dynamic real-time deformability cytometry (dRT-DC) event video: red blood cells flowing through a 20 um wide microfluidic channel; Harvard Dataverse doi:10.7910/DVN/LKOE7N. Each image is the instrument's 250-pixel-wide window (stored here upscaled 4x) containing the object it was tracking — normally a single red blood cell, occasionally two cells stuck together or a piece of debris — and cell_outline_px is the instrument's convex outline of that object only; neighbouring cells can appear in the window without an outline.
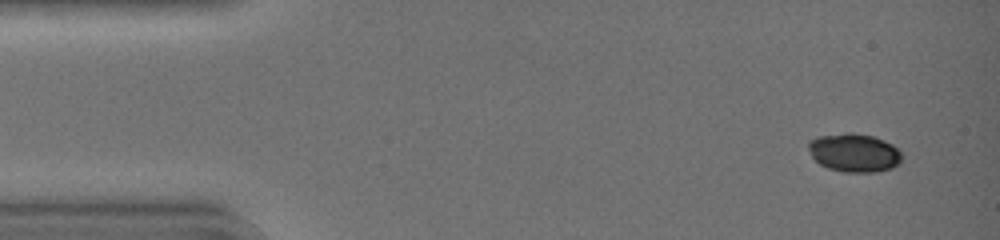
{"species": "common noctule bat (a hibernating species)", "species_latin": "Nyctalus noctula", "temperature_condition": "warm", "stored_images_in_passage": 41, "camera_frame_rate_fps": 3000, "um_per_image_px": 0.085, "animal": {"sex": "female", "body_mass_g": 19.0, "forearm_length_mm": 51.5}, "frame": {"image": 1, "passage_image": 1, "time_ms": 0.0, "image_size_px": [1000, 240], "cell_outline_px": [[900, 164], [892, 168], [876, 172], [844, 172], [828, 168], [820, 164], [812, 156], [808, 148], [808, 144], [812, 140], [820, 136], [872, 136], [884, 140], [892, 144], [900, 152]], "centroid_in_image_um": [72.64, 13.05], "position_along_channel_um": 12.4, "area_um2": 20.0}}
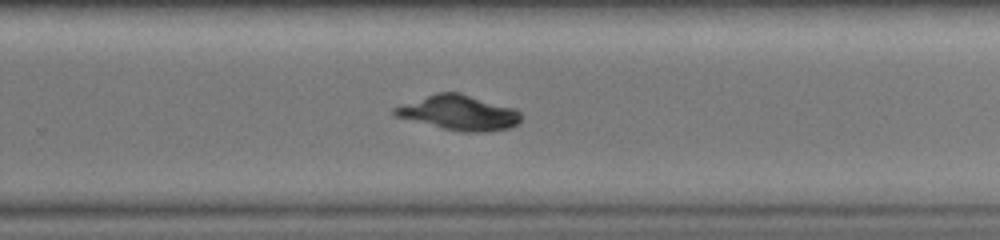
{"frame": {"image": 2, "passage_image": 27, "time_ms": 8.667, "image_size_px": [1000, 240], "cell_outline_px": [[520, 120], [512, 128], [488, 132], [460, 132], [396, 116], [392, 112], [392, 108], [400, 104], [436, 92], [460, 92], [516, 108], [520, 112]], "centroid_in_image_um": [39.03, 9.57], "position_along_channel_um": 290.8, "area_um2": 25.84}}
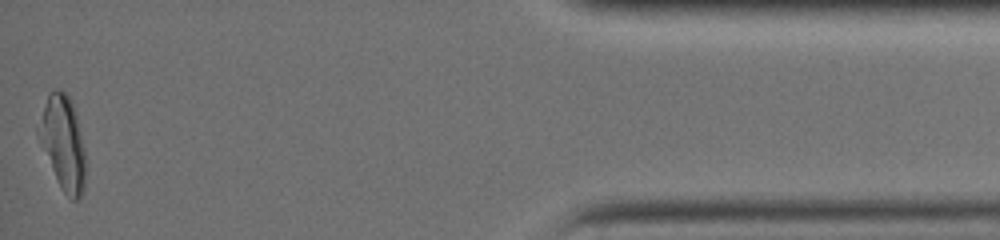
{"frame": {"image": 3, "passage_image": 41, "time_ms": 13.333, "image_size_px": [1000, 240], "cell_outline_px": [[84, 192], [76, 200], [72, 200], [60, 188], [52, 168], [48, 152], [44, 132], [44, 108], [48, 92], [64, 92], [72, 100], [84, 152]], "centroid_in_image_um": [5.48, 12.23], "position_along_channel_um": 429.7, "area_um2": 22.95}, "authors_computed_cell_mechanics": {"area_um2": 24.565, "velocity_mm_per_s": 4.4646, "shape_relaxation_time_tau1_ms": 6.6841, "shape_relaxation_time_tau2_ms": null, "deformation_change_tau1": 0.1323, "deformation_change_tau2": null}}